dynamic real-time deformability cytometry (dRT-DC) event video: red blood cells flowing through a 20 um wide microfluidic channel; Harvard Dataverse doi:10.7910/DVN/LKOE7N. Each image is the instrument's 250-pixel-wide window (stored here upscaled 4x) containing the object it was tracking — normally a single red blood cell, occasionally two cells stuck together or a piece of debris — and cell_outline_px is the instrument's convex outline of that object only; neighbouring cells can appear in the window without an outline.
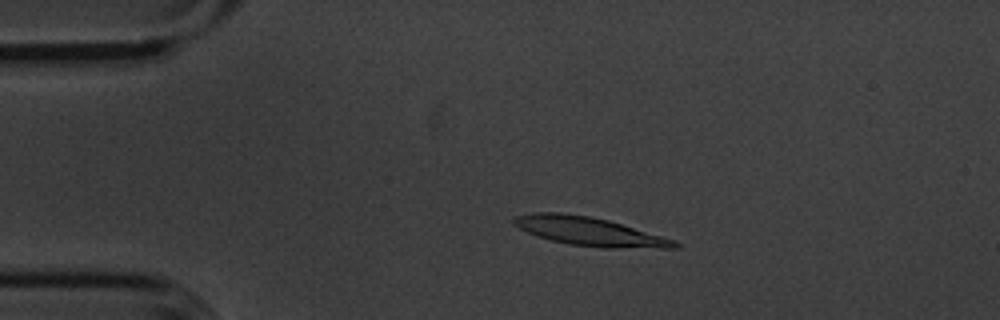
{"species": "common noctule bat (a hibernating species)", "species_latin": "Nyctalus noctula", "temperature_condition": "cold", "stored_images_in_passage": 54, "camera_frame_rate_fps": 3000, "um_per_image_px": 0.085, "animal": {"sex": "male", "body_mass_g": 20.1, "forearm_length_mm": 53.5}, "frame": {"image": 1, "passage_image": 10, "time_ms": 3.0, "image_size_px": [1000, 320], "cell_outline_px": [[680, 248], [604, 248], [568, 244], [536, 236], [512, 224], [512, 216], [532, 212], [560, 212], [588, 216], [608, 220], [676, 240], [680, 244]], "centroid_in_image_um": [50.08, 19.67], "position_along_channel_um": 34.9, "area_um2": 26.93}}
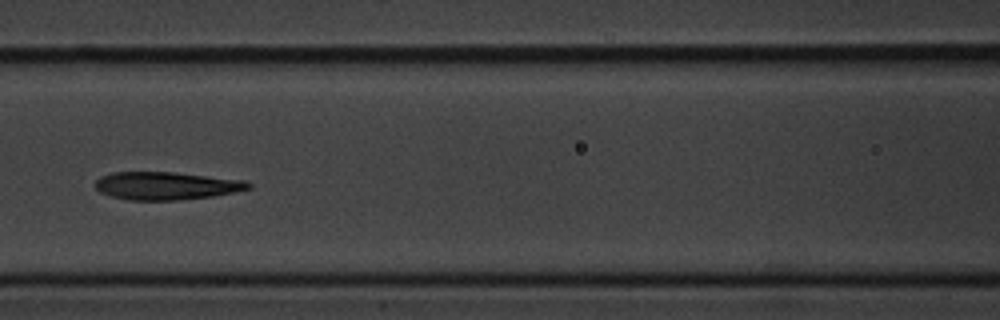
{"frame": {"image": 2, "passage_image": 23, "time_ms": 7.333, "image_size_px": [1000, 320], "cell_outline_px": [[252, 188], [212, 196], [176, 200], [128, 200], [112, 196], [100, 192], [96, 188], [96, 180], [100, 176], [112, 172], [172, 172], [244, 180], [252, 184]], "centroid_in_image_um": [14.11, 15.78], "position_along_channel_um": 152.5, "area_um2": 24.68}}
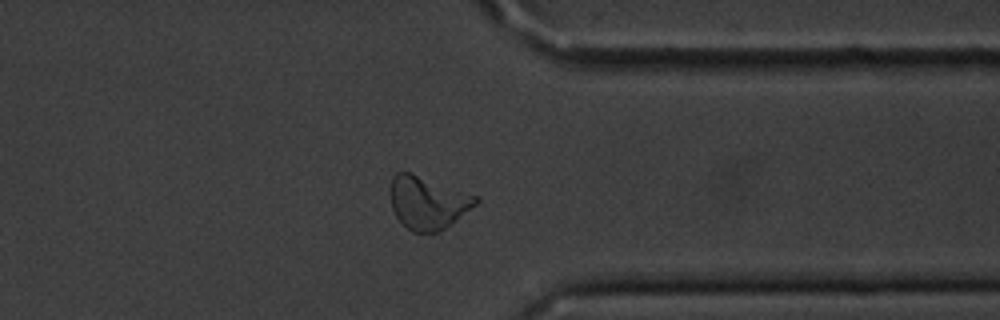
{"frame": {"image": 3, "passage_image": 42, "time_ms": 13.667, "image_size_px": [1000, 320], "cell_outline_px": [[480, 200], [476, 204], [444, 228], [436, 232], [412, 232], [396, 216], [392, 208], [388, 192], [392, 176], [396, 172], [408, 172], [480, 196]], "centroid_in_image_um": [36.32, 17.2], "position_along_channel_um": 375.1, "area_um2": 26.13}, "authors_computed_cell_mechanics": {"area_um2": 25.3742, "velocity_mm_per_s": 3.588, "shape_relaxation_time_tau1_ms": 3.931, "shape_relaxation_time_tau2_ms": 2.4694, "deformation_change_tau1": 0.1589, "deformation_change_tau2": 0.1102}}